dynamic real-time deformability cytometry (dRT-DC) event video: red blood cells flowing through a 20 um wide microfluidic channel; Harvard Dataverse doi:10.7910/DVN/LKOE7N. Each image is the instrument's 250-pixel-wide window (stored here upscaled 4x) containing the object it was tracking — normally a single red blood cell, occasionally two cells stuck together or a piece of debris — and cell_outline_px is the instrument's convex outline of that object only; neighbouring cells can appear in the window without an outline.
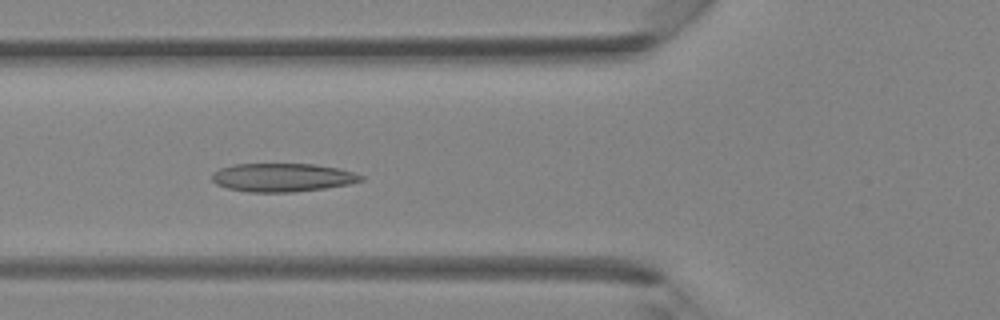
{"species": "Egyptian fruit bat (a non-hibernating species)", "species_latin": "Rousettus aegyptiacus", "temperature_condition": "room temperature", "stored_images_in_passage": 38, "camera_frame_rate_fps": 3000, "um_per_image_px": 0.085, "animal": {"sex": "female"}, "frame": {"image": 1, "passage_image": 13, "time_ms": 4.0, "image_size_px": [1000, 320], "cell_outline_px": [[364, 180], [348, 184], [324, 188], [292, 192], [248, 192], [228, 188], [216, 184], [212, 180], [212, 172], [220, 168], [232, 164], [316, 164], [340, 168], [364, 176]], "centroid_in_image_um": [23.99, 15.08], "position_along_channel_um": 101.8, "area_um2": 24.74}}
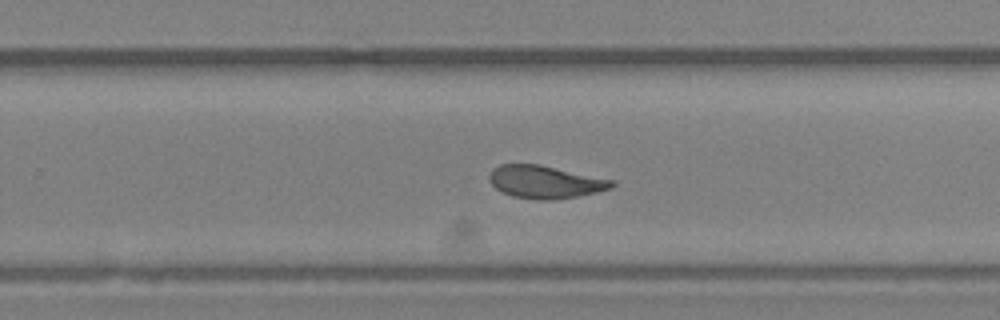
{"frame": {"image": 2, "passage_image": 24, "time_ms": 7.667, "image_size_px": [1000, 320], "cell_outline_px": [[616, 184], [612, 188], [596, 192], [556, 200], [532, 200], [512, 196], [496, 188], [488, 180], [488, 176], [492, 168], [500, 164], [540, 164], [616, 180]], "centroid_in_image_um": [46.35, 15.46], "position_along_channel_um": 283.5, "area_um2": 23.7}}
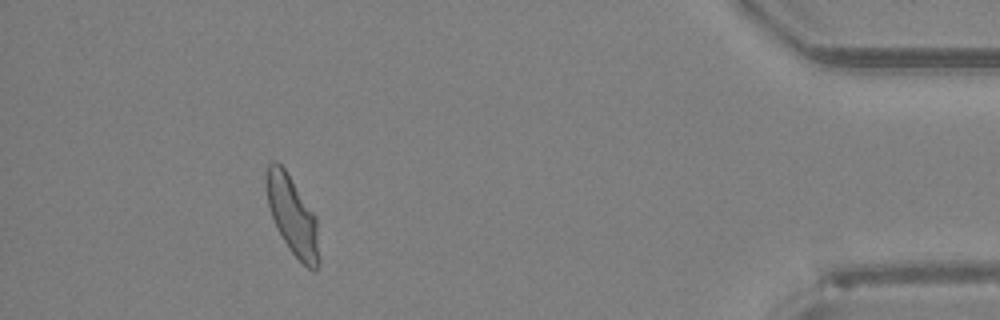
{"frame": {"image": 3, "passage_image": 35, "time_ms": 11.333, "image_size_px": [1000, 320], "cell_outline_px": [[320, 260], [316, 272], [308, 268], [288, 248], [276, 228], [268, 204], [264, 184], [264, 176], [268, 164], [272, 160], [276, 160], [284, 168], [316, 216]], "centroid_in_image_um": [24.84, 18.32], "position_along_channel_um": 410.4, "area_um2": 24.33}}